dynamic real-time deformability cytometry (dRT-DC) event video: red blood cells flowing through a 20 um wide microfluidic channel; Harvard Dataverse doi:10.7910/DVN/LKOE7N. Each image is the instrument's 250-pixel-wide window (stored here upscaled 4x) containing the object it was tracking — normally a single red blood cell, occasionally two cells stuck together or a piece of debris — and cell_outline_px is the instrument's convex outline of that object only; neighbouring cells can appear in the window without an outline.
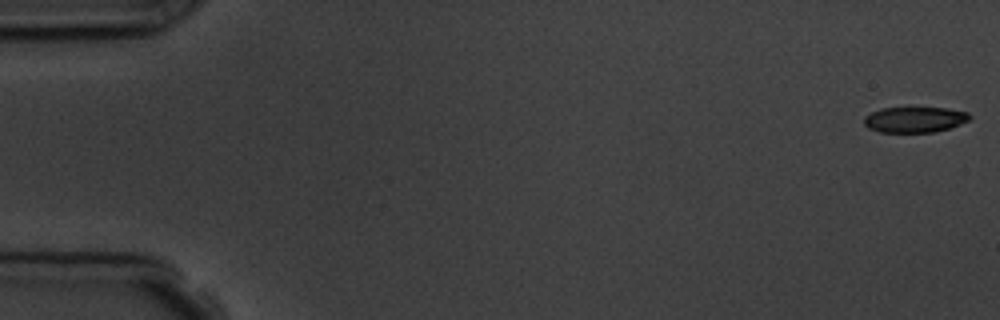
{"species": "common noctule bat (a hibernating species)", "species_latin": "Nyctalus noctula", "temperature_condition": "room temperature", "stored_images_in_passage": 3, "camera_frame_rate_fps": 3000, "um_per_image_px": 0.085, "animal": {"sex": "male", "body_mass_g": 19.5, "forearm_length_mm": 54.6}, "frame": {"image": 1, "passage_image": 1, "time_ms": 0.0, "image_size_px": [1000, 320], "cell_outline_px": [[972, 116], [968, 120], [960, 124], [948, 128], [932, 132], [880, 132], [868, 128], [864, 124], [864, 116], [880, 108], [948, 108], [968, 112]], "centroid_in_image_um": [77.73, 10.16], "position_along_channel_um": 7.3, "area_um2": 15.72}}